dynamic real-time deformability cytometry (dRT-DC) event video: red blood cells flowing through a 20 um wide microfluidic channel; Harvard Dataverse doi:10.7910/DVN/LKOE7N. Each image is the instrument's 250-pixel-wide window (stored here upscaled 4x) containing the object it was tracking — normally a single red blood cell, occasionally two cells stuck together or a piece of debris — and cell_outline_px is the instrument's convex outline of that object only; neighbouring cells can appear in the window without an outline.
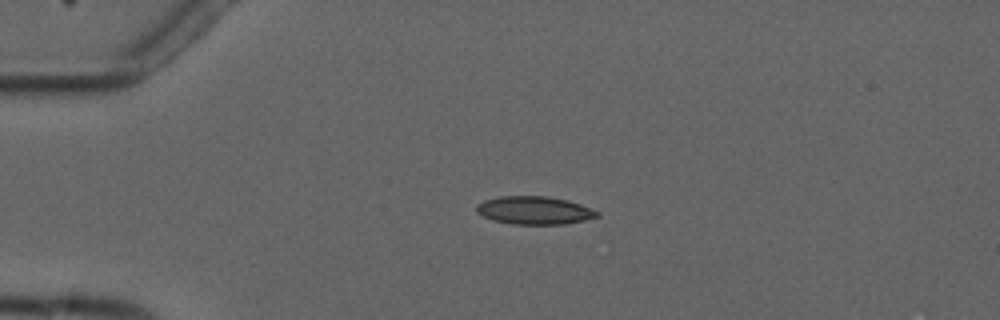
{"species": "common noctule bat (a hibernating species)", "species_latin": "Nyctalus noctula", "temperature_condition": "cold", "stored_images_in_passage": 5, "camera_frame_rate_fps": 3000, "um_per_image_px": 0.085, "animal": {"sex": "male", "forearm_length_mm": 52.5}, "frame": {"image": 1, "passage_image": 4, "time_ms": 3.667, "image_size_px": [1000, 320], "cell_outline_px": [[600, 216], [584, 220], [564, 224], [512, 224], [492, 220], [476, 212], [476, 204], [484, 200], [500, 196], [548, 196], [568, 200], [580, 204], [600, 212]], "centroid_in_image_um": [45.41, 17.87], "position_along_channel_um": 39.6, "area_um2": 19.77}}